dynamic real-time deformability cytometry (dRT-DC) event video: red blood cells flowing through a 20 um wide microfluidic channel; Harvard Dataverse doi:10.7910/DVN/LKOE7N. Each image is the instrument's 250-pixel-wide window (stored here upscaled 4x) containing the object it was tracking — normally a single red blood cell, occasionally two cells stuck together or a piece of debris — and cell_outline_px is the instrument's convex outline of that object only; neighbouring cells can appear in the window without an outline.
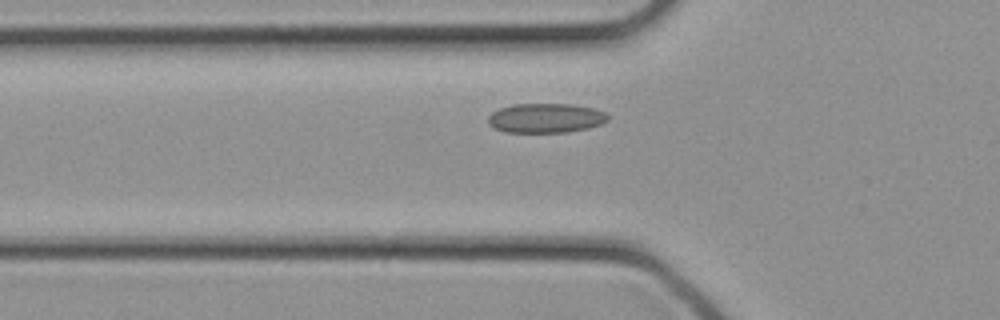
{"species": "common noctule bat (a hibernating species)", "species_latin": "Nyctalus noctula", "temperature_condition": "cold", "stored_images_in_passage": 24, "camera_frame_rate_fps": 3000, "um_per_image_px": 0.085, "animal": {"sex": "female", "body_mass_g": 21.9}, "frame": {"image": 1, "passage_image": 6, "time_ms": 1.667, "image_size_px": [1000, 320], "cell_outline_px": [[608, 120], [600, 124], [588, 128], [568, 132], [504, 132], [492, 128], [488, 124], [488, 116], [492, 112], [500, 108], [512, 104], [572, 104], [592, 108], [604, 112], [608, 116]], "centroid_in_image_um": [46.34, 10.04], "position_along_channel_um": 79.5, "area_um2": 20.63}}
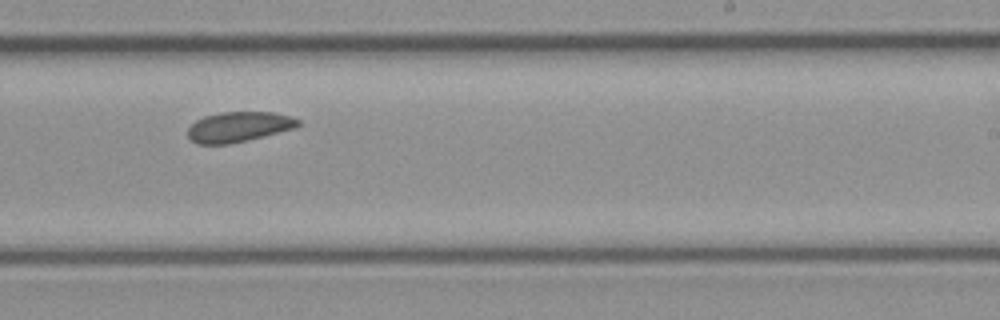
{"frame": {"image": 2, "passage_image": 15, "time_ms": 4.667, "image_size_px": [1000, 320], "cell_outline_px": [[300, 124], [296, 128], [248, 140], [228, 144], [196, 144], [188, 140], [188, 128], [196, 120], [204, 116], [220, 112], [272, 112], [292, 116], [300, 120]], "centroid_in_image_um": [20.28, 10.78], "position_along_channel_um": 268.7, "area_um2": 19.59}}
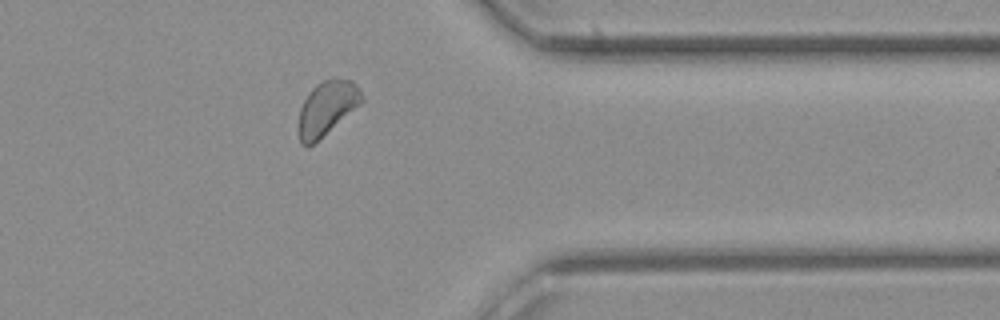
{"frame": {"image": 3, "passage_image": 21, "time_ms": 6.667, "image_size_px": [1000, 320], "cell_outline_px": [[364, 100], [360, 104], [312, 144], [300, 144], [300, 108], [308, 92], [316, 84], [332, 76], [336, 76], [352, 80], [360, 88]], "centroid_in_image_um": [27.82, 9.08], "position_along_channel_um": 383.6, "area_um2": 19.54}}